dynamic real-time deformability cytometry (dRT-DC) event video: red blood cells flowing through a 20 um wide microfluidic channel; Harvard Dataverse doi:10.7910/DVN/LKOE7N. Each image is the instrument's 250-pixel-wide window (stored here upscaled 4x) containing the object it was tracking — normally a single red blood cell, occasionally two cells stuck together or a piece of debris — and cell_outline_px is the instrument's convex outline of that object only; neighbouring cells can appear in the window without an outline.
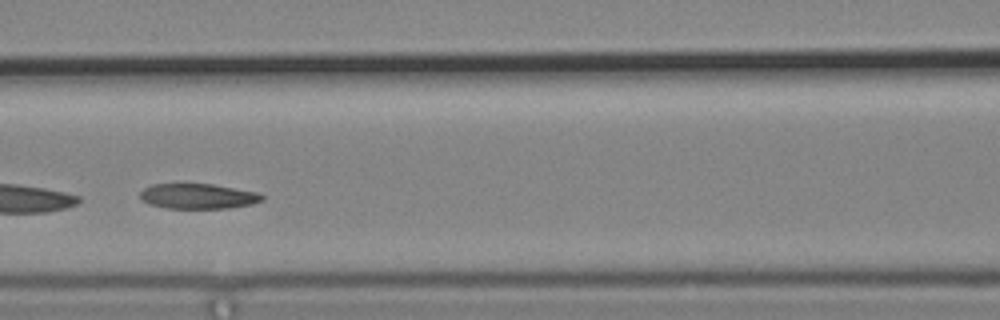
{"species": "common noctule bat (a hibernating species)", "species_latin": "Nyctalus noctula", "temperature_condition": "cold", "stored_images_in_passage": 9, "camera_frame_rate_fps": 3000, "um_per_image_px": 0.085, "animal": {"sex": "male", "body_mass_g": 19.2, "forearm_length_mm": 51.8}, "frame": {"image": 1, "passage_image": 6, "time_ms": 1.667, "image_size_px": [1000, 320], "cell_outline_px": [[264, 200], [252, 204], [228, 208], [168, 208], [148, 204], [140, 200], [140, 192], [144, 188], [152, 184], [212, 184], [260, 192], [264, 196]], "centroid_in_image_um": [16.85, 16.68], "position_along_channel_um": 149.8, "area_um2": 18.03}}
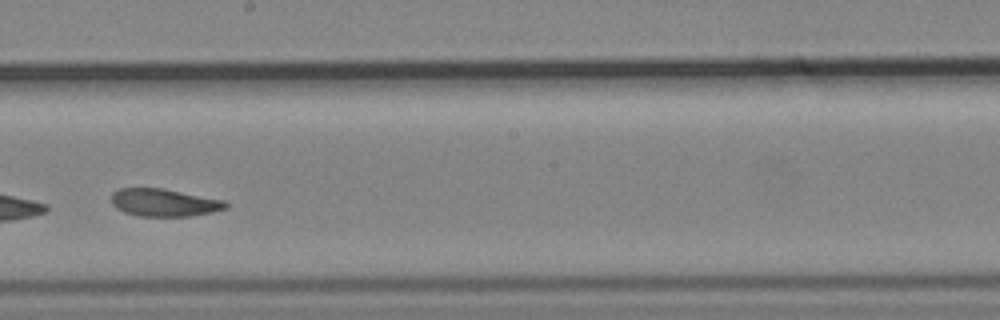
{"frame": {"image": 2, "passage_image": 8, "time_ms": 2.333, "image_size_px": [1000, 320], "cell_outline_px": [[228, 208], [212, 212], [192, 216], [136, 216], [124, 212], [116, 208], [112, 204], [112, 192], [120, 188], [164, 188], [224, 200], [228, 204]], "centroid_in_image_um": [13.95, 17.22], "position_along_channel_um": 234.3, "area_um2": 18.55}}
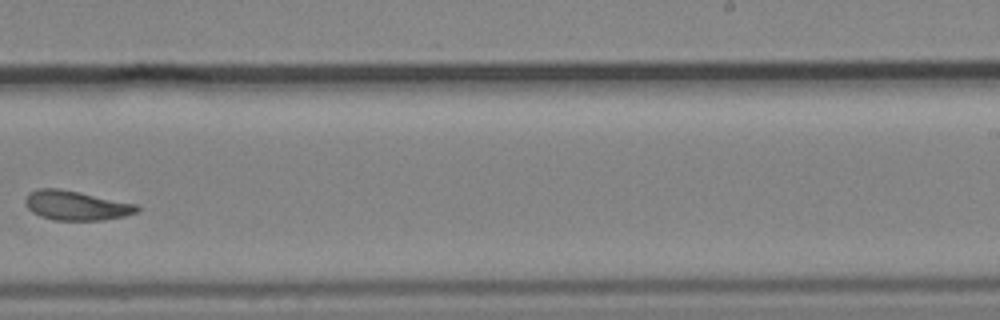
{"frame": {"image": 3, "passage_image": 9, "time_ms": 2.667, "image_size_px": [1000, 320], "cell_outline_px": [[140, 208], [136, 212], [124, 216], [104, 220], [52, 220], [40, 216], [32, 212], [24, 204], [24, 200], [28, 192], [40, 188], [60, 188], [80, 192], [136, 204]], "centroid_in_image_um": [6.42, 17.46], "position_along_channel_um": 282.6, "area_um2": 19.25}}